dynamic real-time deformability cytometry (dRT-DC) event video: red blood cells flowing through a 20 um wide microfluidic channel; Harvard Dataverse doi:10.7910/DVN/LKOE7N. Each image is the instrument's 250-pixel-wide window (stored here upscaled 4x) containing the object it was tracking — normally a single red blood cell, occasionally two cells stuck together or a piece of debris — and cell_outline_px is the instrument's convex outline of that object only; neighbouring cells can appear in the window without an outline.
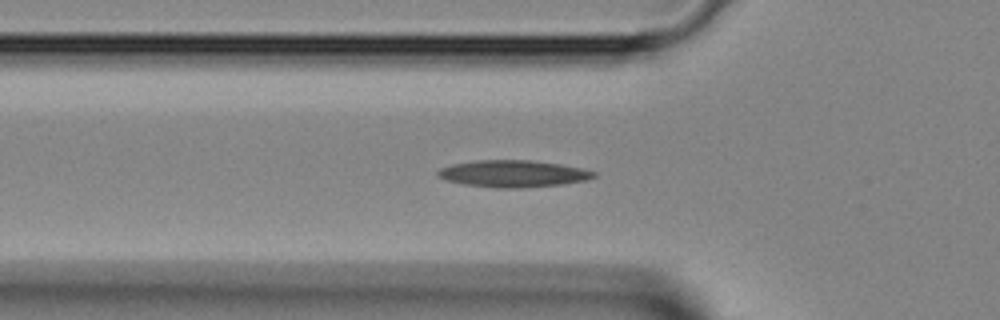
{"species": "Egyptian fruit bat (a non-hibernating species)", "species_latin": "Rousettus aegyptiacus", "temperature_condition": "room temperature", "stored_images_in_passage": 34, "camera_frame_rate_fps": 3000, "um_per_image_px": 0.085, "animal": {"sex": "female"}, "frame": {"image": 1, "passage_image": 3, "time_ms": 0.667, "image_size_px": [1000, 320], "cell_outline_px": [[596, 176], [584, 180], [560, 184], [524, 188], [496, 188], [464, 184], [448, 180], [436, 176], [436, 172], [440, 168], [452, 164], [476, 160], [532, 160], [560, 164], [580, 168], [596, 172]], "centroid_in_image_um": [43.57, 14.76], "position_along_channel_um": 82.2, "area_um2": 24.33}}
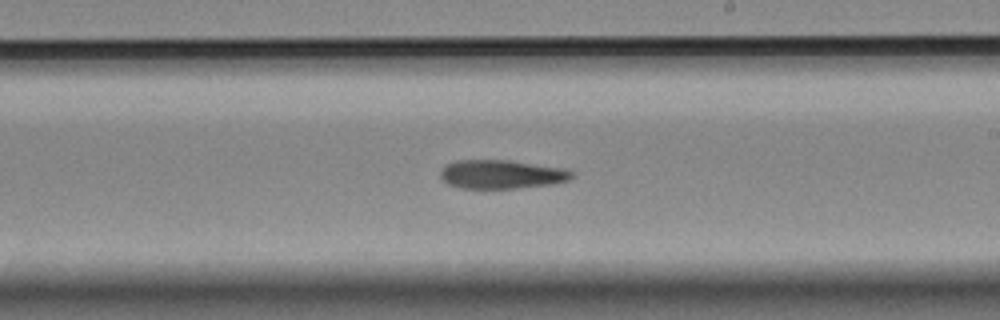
{"frame": {"image": 2, "passage_image": 14, "time_ms": 4.333, "image_size_px": [1000, 320], "cell_outline_px": [[576, 176], [568, 180], [552, 184], [516, 188], [464, 188], [448, 184], [440, 176], [440, 172], [444, 164], [456, 160], [508, 160], [568, 168]], "centroid_in_image_um": [42.66, 14.8], "position_along_channel_um": 246.3, "area_um2": 22.2}}
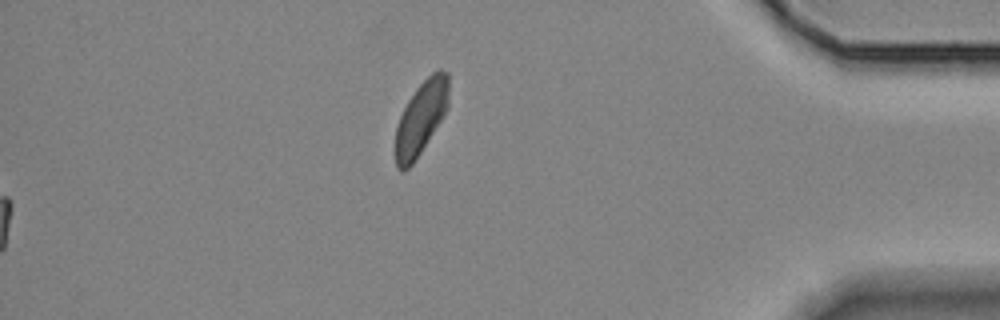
{"frame": {"image": 3, "passage_image": 34, "time_ms": 11.0, "image_size_px": [1000, 320], "cell_outline_px": [[448, 108], [420, 152], [412, 164], [404, 172], [400, 172], [396, 168], [396, 128], [400, 116], [408, 100], [416, 88], [436, 68], [440, 68], [448, 72]], "centroid_in_image_um": [35.79, 9.99], "position_along_channel_um": 399.4, "area_um2": 22.54}}